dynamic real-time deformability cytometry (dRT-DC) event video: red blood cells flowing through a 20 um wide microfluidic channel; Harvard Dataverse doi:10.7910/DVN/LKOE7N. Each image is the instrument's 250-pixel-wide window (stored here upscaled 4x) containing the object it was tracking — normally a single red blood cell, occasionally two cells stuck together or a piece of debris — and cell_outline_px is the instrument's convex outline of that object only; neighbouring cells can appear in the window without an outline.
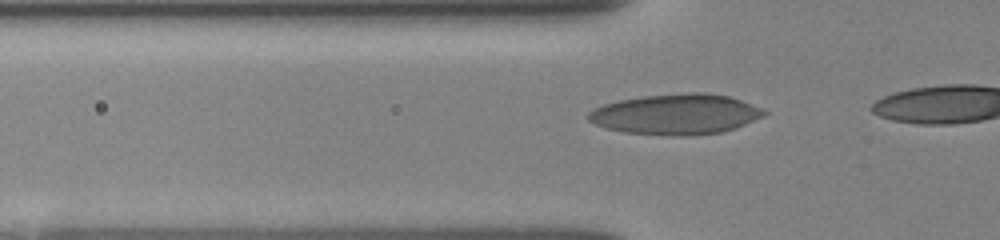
{"species": "human", "species_latin": "Homo sapiens", "temperature_condition": "room temperature", "stored_images_in_passage": 24, "camera_frame_rate_fps": 3000, "um_per_image_px": 0.085, "donor": {"sex": "female"}, "frame": {"image": 1, "passage_image": 19, "time_ms": 4.0, "image_size_px": [1000, 240], "cell_outline_px": [[768, 112], [764, 116], [736, 128], [724, 132], [684, 136], [676, 136], [624, 132], [608, 128], [596, 124], [588, 120], [584, 116], [592, 108], [604, 104], [620, 100], [644, 96], [688, 92], [704, 92], [728, 96], [740, 100], [760, 108]], "centroid_in_image_um": [57.44, 9.71], "position_along_channel_um": 68.4, "area_um2": 41.44}}